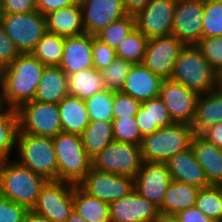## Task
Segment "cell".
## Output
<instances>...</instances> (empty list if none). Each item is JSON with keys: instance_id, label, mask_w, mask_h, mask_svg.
Returning a JSON list of instances; mask_svg holds the SVG:
<instances>
[{"instance_id": "cell-1", "label": "cell", "mask_w": 222, "mask_h": 222, "mask_svg": "<svg viewBox=\"0 0 222 222\" xmlns=\"http://www.w3.org/2000/svg\"><path fill=\"white\" fill-rule=\"evenodd\" d=\"M45 67L32 53L17 56L0 71V105L18 109L32 101Z\"/></svg>"}, {"instance_id": "cell-3", "label": "cell", "mask_w": 222, "mask_h": 222, "mask_svg": "<svg viewBox=\"0 0 222 222\" xmlns=\"http://www.w3.org/2000/svg\"><path fill=\"white\" fill-rule=\"evenodd\" d=\"M194 128L186 123H173L142 138L140 148L143 161L163 162L191 148Z\"/></svg>"}, {"instance_id": "cell-33", "label": "cell", "mask_w": 222, "mask_h": 222, "mask_svg": "<svg viewBox=\"0 0 222 222\" xmlns=\"http://www.w3.org/2000/svg\"><path fill=\"white\" fill-rule=\"evenodd\" d=\"M64 37L47 32L32 54L45 66H59L63 57Z\"/></svg>"}, {"instance_id": "cell-54", "label": "cell", "mask_w": 222, "mask_h": 222, "mask_svg": "<svg viewBox=\"0 0 222 222\" xmlns=\"http://www.w3.org/2000/svg\"><path fill=\"white\" fill-rule=\"evenodd\" d=\"M217 88L222 92V70L218 73Z\"/></svg>"}, {"instance_id": "cell-41", "label": "cell", "mask_w": 222, "mask_h": 222, "mask_svg": "<svg viewBox=\"0 0 222 222\" xmlns=\"http://www.w3.org/2000/svg\"><path fill=\"white\" fill-rule=\"evenodd\" d=\"M196 46L210 66L219 73L222 70V36L202 37Z\"/></svg>"}, {"instance_id": "cell-34", "label": "cell", "mask_w": 222, "mask_h": 222, "mask_svg": "<svg viewBox=\"0 0 222 222\" xmlns=\"http://www.w3.org/2000/svg\"><path fill=\"white\" fill-rule=\"evenodd\" d=\"M148 39L137 29L132 30L116 48V56L133 64H142Z\"/></svg>"}, {"instance_id": "cell-55", "label": "cell", "mask_w": 222, "mask_h": 222, "mask_svg": "<svg viewBox=\"0 0 222 222\" xmlns=\"http://www.w3.org/2000/svg\"><path fill=\"white\" fill-rule=\"evenodd\" d=\"M218 190H219V194H220V197H221V201H222V184H218V185H215Z\"/></svg>"}, {"instance_id": "cell-45", "label": "cell", "mask_w": 222, "mask_h": 222, "mask_svg": "<svg viewBox=\"0 0 222 222\" xmlns=\"http://www.w3.org/2000/svg\"><path fill=\"white\" fill-rule=\"evenodd\" d=\"M20 55L16 45L6 32L0 28V71Z\"/></svg>"}, {"instance_id": "cell-4", "label": "cell", "mask_w": 222, "mask_h": 222, "mask_svg": "<svg viewBox=\"0 0 222 222\" xmlns=\"http://www.w3.org/2000/svg\"><path fill=\"white\" fill-rule=\"evenodd\" d=\"M217 78L218 73L196 45H188L182 49L170 77L199 95L217 89Z\"/></svg>"}, {"instance_id": "cell-2", "label": "cell", "mask_w": 222, "mask_h": 222, "mask_svg": "<svg viewBox=\"0 0 222 222\" xmlns=\"http://www.w3.org/2000/svg\"><path fill=\"white\" fill-rule=\"evenodd\" d=\"M47 180L17 160L0 162V194L8 200L32 210Z\"/></svg>"}, {"instance_id": "cell-51", "label": "cell", "mask_w": 222, "mask_h": 222, "mask_svg": "<svg viewBox=\"0 0 222 222\" xmlns=\"http://www.w3.org/2000/svg\"><path fill=\"white\" fill-rule=\"evenodd\" d=\"M24 222H52L48 218L35 213L33 210H29L25 216Z\"/></svg>"}, {"instance_id": "cell-26", "label": "cell", "mask_w": 222, "mask_h": 222, "mask_svg": "<svg viewBox=\"0 0 222 222\" xmlns=\"http://www.w3.org/2000/svg\"><path fill=\"white\" fill-rule=\"evenodd\" d=\"M62 131L81 135L90 122L85 100L67 95L58 103Z\"/></svg>"}, {"instance_id": "cell-29", "label": "cell", "mask_w": 222, "mask_h": 222, "mask_svg": "<svg viewBox=\"0 0 222 222\" xmlns=\"http://www.w3.org/2000/svg\"><path fill=\"white\" fill-rule=\"evenodd\" d=\"M73 211L87 222H110L109 204L73 186Z\"/></svg>"}, {"instance_id": "cell-20", "label": "cell", "mask_w": 222, "mask_h": 222, "mask_svg": "<svg viewBox=\"0 0 222 222\" xmlns=\"http://www.w3.org/2000/svg\"><path fill=\"white\" fill-rule=\"evenodd\" d=\"M163 79L143 64H134L125 79L121 92L139 102L159 96Z\"/></svg>"}, {"instance_id": "cell-40", "label": "cell", "mask_w": 222, "mask_h": 222, "mask_svg": "<svg viewBox=\"0 0 222 222\" xmlns=\"http://www.w3.org/2000/svg\"><path fill=\"white\" fill-rule=\"evenodd\" d=\"M112 130L114 141L140 145L143 136L135 117L113 118Z\"/></svg>"}, {"instance_id": "cell-46", "label": "cell", "mask_w": 222, "mask_h": 222, "mask_svg": "<svg viewBox=\"0 0 222 222\" xmlns=\"http://www.w3.org/2000/svg\"><path fill=\"white\" fill-rule=\"evenodd\" d=\"M2 13H29L37 10L36 0H0Z\"/></svg>"}, {"instance_id": "cell-32", "label": "cell", "mask_w": 222, "mask_h": 222, "mask_svg": "<svg viewBox=\"0 0 222 222\" xmlns=\"http://www.w3.org/2000/svg\"><path fill=\"white\" fill-rule=\"evenodd\" d=\"M19 131L17 109L0 105V162L11 159Z\"/></svg>"}, {"instance_id": "cell-22", "label": "cell", "mask_w": 222, "mask_h": 222, "mask_svg": "<svg viewBox=\"0 0 222 222\" xmlns=\"http://www.w3.org/2000/svg\"><path fill=\"white\" fill-rule=\"evenodd\" d=\"M191 150L202 166L209 185L222 184V149L208 142L200 134H195Z\"/></svg>"}, {"instance_id": "cell-17", "label": "cell", "mask_w": 222, "mask_h": 222, "mask_svg": "<svg viewBox=\"0 0 222 222\" xmlns=\"http://www.w3.org/2000/svg\"><path fill=\"white\" fill-rule=\"evenodd\" d=\"M85 33L95 36L109 24L125 17L123 0H79Z\"/></svg>"}, {"instance_id": "cell-8", "label": "cell", "mask_w": 222, "mask_h": 222, "mask_svg": "<svg viewBox=\"0 0 222 222\" xmlns=\"http://www.w3.org/2000/svg\"><path fill=\"white\" fill-rule=\"evenodd\" d=\"M91 160L92 168L133 179L143 163L140 145L118 141L108 144Z\"/></svg>"}, {"instance_id": "cell-23", "label": "cell", "mask_w": 222, "mask_h": 222, "mask_svg": "<svg viewBox=\"0 0 222 222\" xmlns=\"http://www.w3.org/2000/svg\"><path fill=\"white\" fill-rule=\"evenodd\" d=\"M45 16L49 33L62 37L78 36L85 33L79 1Z\"/></svg>"}, {"instance_id": "cell-42", "label": "cell", "mask_w": 222, "mask_h": 222, "mask_svg": "<svg viewBox=\"0 0 222 222\" xmlns=\"http://www.w3.org/2000/svg\"><path fill=\"white\" fill-rule=\"evenodd\" d=\"M141 102L121 91L113 92V118L135 117Z\"/></svg>"}, {"instance_id": "cell-16", "label": "cell", "mask_w": 222, "mask_h": 222, "mask_svg": "<svg viewBox=\"0 0 222 222\" xmlns=\"http://www.w3.org/2000/svg\"><path fill=\"white\" fill-rule=\"evenodd\" d=\"M171 181L166 163L143 161L141 169L134 178V190L160 207Z\"/></svg>"}, {"instance_id": "cell-9", "label": "cell", "mask_w": 222, "mask_h": 222, "mask_svg": "<svg viewBox=\"0 0 222 222\" xmlns=\"http://www.w3.org/2000/svg\"><path fill=\"white\" fill-rule=\"evenodd\" d=\"M18 133L56 136L62 132L58 104L29 101L17 109Z\"/></svg>"}, {"instance_id": "cell-11", "label": "cell", "mask_w": 222, "mask_h": 222, "mask_svg": "<svg viewBox=\"0 0 222 222\" xmlns=\"http://www.w3.org/2000/svg\"><path fill=\"white\" fill-rule=\"evenodd\" d=\"M78 185L91 196L110 204L134 190V179L91 167Z\"/></svg>"}, {"instance_id": "cell-5", "label": "cell", "mask_w": 222, "mask_h": 222, "mask_svg": "<svg viewBox=\"0 0 222 222\" xmlns=\"http://www.w3.org/2000/svg\"><path fill=\"white\" fill-rule=\"evenodd\" d=\"M58 163V180L78 185L92 167L81 135L60 132L52 137Z\"/></svg>"}, {"instance_id": "cell-13", "label": "cell", "mask_w": 222, "mask_h": 222, "mask_svg": "<svg viewBox=\"0 0 222 222\" xmlns=\"http://www.w3.org/2000/svg\"><path fill=\"white\" fill-rule=\"evenodd\" d=\"M184 47L173 34L149 39L142 64L162 79H170Z\"/></svg>"}, {"instance_id": "cell-39", "label": "cell", "mask_w": 222, "mask_h": 222, "mask_svg": "<svg viewBox=\"0 0 222 222\" xmlns=\"http://www.w3.org/2000/svg\"><path fill=\"white\" fill-rule=\"evenodd\" d=\"M133 65L126 60L116 58L107 68L100 71L104 87L113 92L121 91Z\"/></svg>"}, {"instance_id": "cell-15", "label": "cell", "mask_w": 222, "mask_h": 222, "mask_svg": "<svg viewBox=\"0 0 222 222\" xmlns=\"http://www.w3.org/2000/svg\"><path fill=\"white\" fill-rule=\"evenodd\" d=\"M204 0H177L172 33L185 46L202 39Z\"/></svg>"}, {"instance_id": "cell-27", "label": "cell", "mask_w": 222, "mask_h": 222, "mask_svg": "<svg viewBox=\"0 0 222 222\" xmlns=\"http://www.w3.org/2000/svg\"><path fill=\"white\" fill-rule=\"evenodd\" d=\"M219 122H222V92L217 88L199 95L191 126L195 134H200L208 126Z\"/></svg>"}, {"instance_id": "cell-21", "label": "cell", "mask_w": 222, "mask_h": 222, "mask_svg": "<svg viewBox=\"0 0 222 222\" xmlns=\"http://www.w3.org/2000/svg\"><path fill=\"white\" fill-rule=\"evenodd\" d=\"M172 180L198 188H206L209 185L202 166L196 160L191 148L177 153L165 162Z\"/></svg>"}, {"instance_id": "cell-24", "label": "cell", "mask_w": 222, "mask_h": 222, "mask_svg": "<svg viewBox=\"0 0 222 222\" xmlns=\"http://www.w3.org/2000/svg\"><path fill=\"white\" fill-rule=\"evenodd\" d=\"M69 95L68 75L59 66H46L33 100L58 104Z\"/></svg>"}, {"instance_id": "cell-19", "label": "cell", "mask_w": 222, "mask_h": 222, "mask_svg": "<svg viewBox=\"0 0 222 222\" xmlns=\"http://www.w3.org/2000/svg\"><path fill=\"white\" fill-rule=\"evenodd\" d=\"M92 41L93 35L88 33L64 37L63 57L59 67L67 75L93 67Z\"/></svg>"}, {"instance_id": "cell-25", "label": "cell", "mask_w": 222, "mask_h": 222, "mask_svg": "<svg viewBox=\"0 0 222 222\" xmlns=\"http://www.w3.org/2000/svg\"><path fill=\"white\" fill-rule=\"evenodd\" d=\"M135 118L143 137L174 123L159 96L141 102Z\"/></svg>"}, {"instance_id": "cell-56", "label": "cell", "mask_w": 222, "mask_h": 222, "mask_svg": "<svg viewBox=\"0 0 222 222\" xmlns=\"http://www.w3.org/2000/svg\"><path fill=\"white\" fill-rule=\"evenodd\" d=\"M1 23H2V12L0 10V28H1Z\"/></svg>"}, {"instance_id": "cell-48", "label": "cell", "mask_w": 222, "mask_h": 222, "mask_svg": "<svg viewBox=\"0 0 222 222\" xmlns=\"http://www.w3.org/2000/svg\"><path fill=\"white\" fill-rule=\"evenodd\" d=\"M176 216L179 222H215L203 214L196 206L183 210Z\"/></svg>"}, {"instance_id": "cell-43", "label": "cell", "mask_w": 222, "mask_h": 222, "mask_svg": "<svg viewBox=\"0 0 222 222\" xmlns=\"http://www.w3.org/2000/svg\"><path fill=\"white\" fill-rule=\"evenodd\" d=\"M92 57L93 67L99 71L107 68L117 58L115 49L96 36H93L92 41Z\"/></svg>"}, {"instance_id": "cell-12", "label": "cell", "mask_w": 222, "mask_h": 222, "mask_svg": "<svg viewBox=\"0 0 222 222\" xmlns=\"http://www.w3.org/2000/svg\"><path fill=\"white\" fill-rule=\"evenodd\" d=\"M177 0H151L135 15V27L149 40L172 33Z\"/></svg>"}, {"instance_id": "cell-35", "label": "cell", "mask_w": 222, "mask_h": 222, "mask_svg": "<svg viewBox=\"0 0 222 222\" xmlns=\"http://www.w3.org/2000/svg\"><path fill=\"white\" fill-rule=\"evenodd\" d=\"M135 28V16L126 15L125 17L109 24L95 36L116 50L120 42Z\"/></svg>"}, {"instance_id": "cell-50", "label": "cell", "mask_w": 222, "mask_h": 222, "mask_svg": "<svg viewBox=\"0 0 222 222\" xmlns=\"http://www.w3.org/2000/svg\"><path fill=\"white\" fill-rule=\"evenodd\" d=\"M151 0H123L125 11L128 15H136L143 10Z\"/></svg>"}, {"instance_id": "cell-14", "label": "cell", "mask_w": 222, "mask_h": 222, "mask_svg": "<svg viewBox=\"0 0 222 222\" xmlns=\"http://www.w3.org/2000/svg\"><path fill=\"white\" fill-rule=\"evenodd\" d=\"M159 97L175 123L192 125L199 94L171 79H163Z\"/></svg>"}, {"instance_id": "cell-30", "label": "cell", "mask_w": 222, "mask_h": 222, "mask_svg": "<svg viewBox=\"0 0 222 222\" xmlns=\"http://www.w3.org/2000/svg\"><path fill=\"white\" fill-rule=\"evenodd\" d=\"M69 95L86 100L104 91L103 77L95 67L80 70L68 75Z\"/></svg>"}, {"instance_id": "cell-52", "label": "cell", "mask_w": 222, "mask_h": 222, "mask_svg": "<svg viewBox=\"0 0 222 222\" xmlns=\"http://www.w3.org/2000/svg\"><path fill=\"white\" fill-rule=\"evenodd\" d=\"M154 222H179L176 215L160 214Z\"/></svg>"}, {"instance_id": "cell-37", "label": "cell", "mask_w": 222, "mask_h": 222, "mask_svg": "<svg viewBox=\"0 0 222 222\" xmlns=\"http://www.w3.org/2000/svg\"><path fill=\"white\" fill-rule=\"evenodd\" d=\"M90 121H113V91L105 89L85 100Z\"/></svg>"}, {"instance_id": "cell-6", "label": "cell", "mask_w": 222, "mask_h": 222, "mask_svg": "<svg viewBox=\"0 0 222 222\" xmlns=\"http://www.w3.org/2000/svg\"><path fill=\"white\" fill-rule=\"evenodd\" d=\"M15 152V160L23 166L46 180H58V163L52 137L18 133Z\"/></svg>"}, {"instance_id": "cell-47", "label": "cell", "mask_w": 222, "mask_h": 222, "mask_svg": "<svg viewBox=\"0 0 222 222\" xmlns=\"http://www.w3.org/2000/svg\"><path fill=\"white\" fill-rule=\"evenodd\" d=\"M79 0H36L37 11L46 15L63 7L77 3Z\"/></svg>"}, {"instance_id": "cell-38", "label": "cell", "mask_w": 222, "mask_h": 222, "mask_svg": "<svg viewBox=\"0 0 222 222\" xmlns=\"http://www.w3.org/2000/svg\"><path fill=\"white\" fill-rule=\"evenodd\" d=\"M222 36V0H204L202 37Z\"/></svg>"}, {"instance_id": "cell-49", "label": "cell", "mask_w": 222, "mask_h": 222, "mask_svg": "<svg viewBox=\"0 0 222 222\" xmlns=\"http://www.w3.org/2000/svg\"><path fill=\"white\" fill-rule=\"evenodd\" d=\"M200 135L208 142L222 149V122L208 126Z\"/></svg>"}, {"instance_id": "cell-53", "label": "cell", "mask_w": 222, "mask_h": 222, "mask_svg": "<svg viewBox=\"0 0 222 222\" xmlns=\"http://www.w3.org/2000/svg\"><path fill=\"white\" fill-rule=\"evenodd\" d=\"M66 222H87L81 215L73 211Z\"/></svg>"}, {"instance_id": "cell-31", "label": "cell", "mask_w": 222, "mask_h": 222, "mask_svg": "<svg viewBox=\"0 0 222 222\" xmlns=\"http://www.w3.org/2000/svg\"><path fill=\"white\" fill-rule=\"evenodd\" d=\"M82 143L87 155L92 159L104 147L114 141L112 121H90L81 134Z\"/></svg>"}, {"instance_id": "cell-36", "label": "cell", "mask_w": 222, "mask_h": 222, "mask_svg": "<svg viewBox=\"0 0 222 222\" xmlns=\"http://www.w3.org/2000/svg\"><path fill=\"white\" fill-rule=\"evenodd\" d=\"M195 206L215 222H222V201L216 186L200 188Z\"/></svg>"}, {"instance_id": "cell-28", "label": "cell", "mask_w": 222, "mask_h": 222, "mask_svg": "<svg viewBox=\"0 0 222 222\" xmlns=\"http://www.w3.org/2000/svg\"><path fill=\"white\" fill-rule=\"evenodd\" d=\"M199 189L196 186L172 180L159 207L160 214L177 215L183 210L194 207Z\"/></svg>"}, {"instance_id": "cell-7", "label": "cell", "mask_w": 222, "mask_h": 222, "mask_svg": "<svg viewBox=\"0 0 222 222\" xmlns=\"http://www.w3.org/2000/svg\"><path fill=\"white\" fill-rule=\"evenodd\" d=\"M1 27L20 54L32 53L37 42L48 32L46 16L37 10L29 13H2Z\"/></svg>"}, {"instance_id": "cell-18", "label": "cell", "mask_w": 222, "mask_h": 222, "mask_svg": "<svg viewBox=\"0 0 222 222\" xmlns=\"http://www.w3.org/2000/svg\"><path fill=\"white\" fill-rule=\"evenodd\" d=\"M110 222H154L160 215L159 207L135 190L109 204Z\"/></svg>"}, {"instance_id": "cell-10", "label": "cell", "mask_w": 222, "mask_h": 222, "mask_svg": "<svg viewBox=\"0 0 222 222\" xmlns=\"http://www.w3.org/2000/svg\"><path fill=\"white\" fill-rule=\"evenodd\" d=\"M73 186L65 181L47 180L32 210L52 222H66L73 212Z\"/></svg>"}, {"instance_id": "cell-44", "label": "cell", "mask_w": 222, "mask_h": 222, "mask_svg": "<svg viewBox=\"0 0 222 222\" xmlns=\"http://www.w3.org/2000/svg\"><path fill=\"white\" fill-rule=\"evenodd\" d=\"M28 209L0 194V222H24Z\"/></svg>"}]
</instances>
